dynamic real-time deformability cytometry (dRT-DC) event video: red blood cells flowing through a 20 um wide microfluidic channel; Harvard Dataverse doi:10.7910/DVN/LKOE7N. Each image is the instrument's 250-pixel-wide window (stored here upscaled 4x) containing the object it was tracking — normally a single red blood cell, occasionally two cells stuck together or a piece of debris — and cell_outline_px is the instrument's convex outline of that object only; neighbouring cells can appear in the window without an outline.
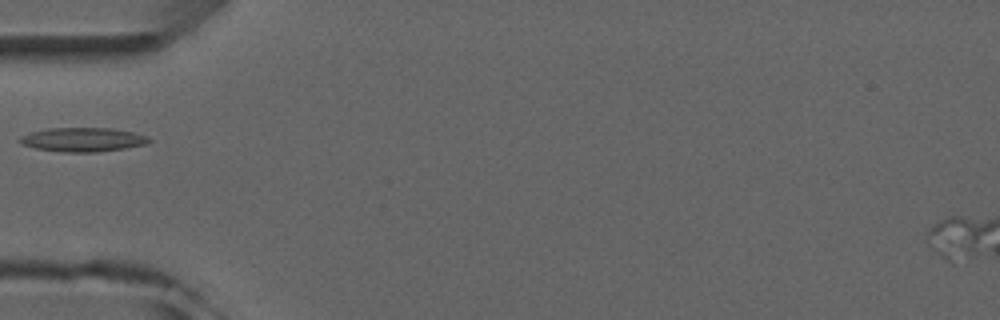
{"species": "common noctule bat (a hibernating species)", "species_latin": "Nyctalus noctula", "temperature_condition": "room temperature", "stored_images_in_passage": 5, "camera_frame_rate_fps": 3000, "um_per_image_px": 0.085, "animal": {"sex": "male", "forearm_length_mm": 52.5}, "frame": {"image": 1, "passage_image": 5, "time_ms": 5.333, "image_size_px": [1000, 320], "cell_outline_px": [[152, 140], [144, 144], [124, 148], [96, 152], [64, 152], [36, 148], [24, 144], [20, 140], [20, 136], [32, 132], [48, 128], [112, 128], [132, 132], [148, 136]], "centroid_in_image_um": [7.07, 11.86], "position_along_channel_um": 77.9, "area_um2": 17.8}}